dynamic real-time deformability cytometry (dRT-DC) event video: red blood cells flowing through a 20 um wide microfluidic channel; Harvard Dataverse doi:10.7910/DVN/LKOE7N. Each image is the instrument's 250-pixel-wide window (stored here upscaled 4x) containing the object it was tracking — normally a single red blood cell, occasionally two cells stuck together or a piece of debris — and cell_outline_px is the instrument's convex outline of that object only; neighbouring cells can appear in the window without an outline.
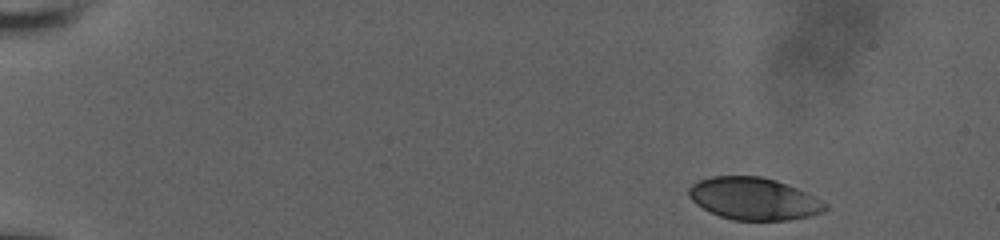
{"species": "human", "species_latin": "Homo sapiens", "temperature_condition": "room temperature", "stored_images_in_passage": 49, "camera_frame_rate_fps": 3000, "um_per_image_px": 0.085, "donor": {"sex": "male"}, "frame": {"image": 1, "passage_image": 1, "time_ms": 0.0, "image_size_px": [1000, 240], "cell_outline_px": [[828, 208], [824, 212], [812, 216], [788, 220], [732, 220], [720, 216], [696, 204], [688, 196], [688, 188], [692, 184], [700, 180], [712, 176], [760, 176], [776, 180], [796, 188], [828, 204]], "centroid_in_image_um": [64.07, 16.9], "position_along_channel_um": 20.9, "area_um2": 33.47}}
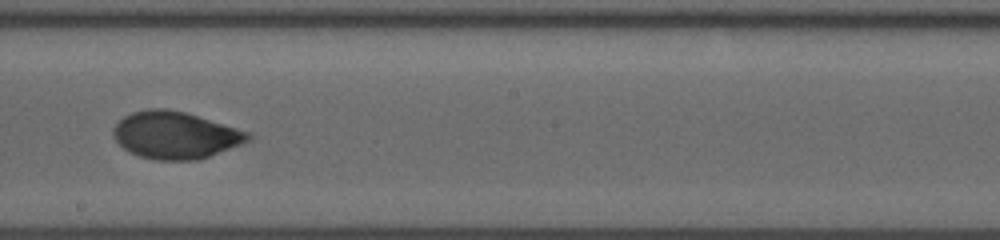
{"frame": {"image": 2, "passage_image": 28, "time_ms": 9.0, "image_size_px": [1000, 240], "cell_outline_px": [[252, 136], [248, 140], [240, 144], [200, 160], [156, 160], [140, 156], [128, 152], [112, 136], [112, 128], [124, 116], [132, 112], [148, 108], [168, 108], [184, 112], [252, 132]], "centroid_in_image_um": [14.89, 11.48], "position_along_channel_um": 233.3, "area_um2": 37.11}}
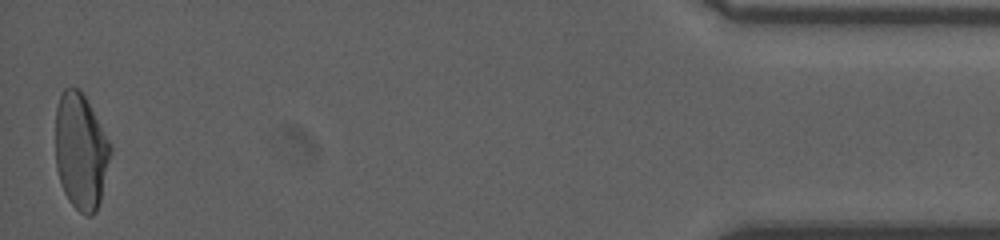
{"frame": {"image": 3, "passage_image": 49, "time_ms": 16.0, "image_size_px": [1000, 240], "cell_outline_px": [[112, 152], [100, 200], [96, 212], [92, 216], [88, 216], [80, 212], [68, 200], [64, 192], [56, 168], [56, 108], [60, 96], [64, 88], [80, 88], [112, 144]], "centroid_in_image_um": [6.88, 12.86], "position_along_channel_um": 428.3, "area_um2": 37.34}, "authors_computed_cell_mechanics": {"area_um2": 36.3562, "velocity_mm_per_s": 3.9278, "shape_relaxation_time_tau1_ms": 4.9118, "shape_relaxation_time_tau2_ms": 1.0148, "deformation_change_tau1": 0.176, "deformation_change_tau2": 0.0464}}